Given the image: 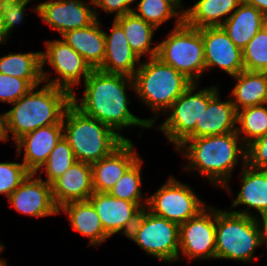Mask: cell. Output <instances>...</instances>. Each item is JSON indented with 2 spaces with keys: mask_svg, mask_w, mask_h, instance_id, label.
Returning a JSON list of instances; mask_svg holds the SVG:
<instances>
[{
  "mask_svg": "<svg viewBox=\"0 0 267 266\" xmlns=\"http://www.w3.org/2000/svg\"><path fill=\"white\" fill-rule=\"evenodd\" d=\"M58 213L66 214L71 228L89 239L88 246H100L110 237L88 200L67 203L59 208Z\"/></svg>",
  "mask_w": 267,
  "mask_h": 266,
  "instance_id": "obj_24",
  "label": "cell"
},
{
  "mask_svg": "<svg viewBox=\"0 0 267 266\" xmlns=\"http://www.w3.org/2000/svg\"><path fill=\"white\" fill-rule=\"evenodd\" d=\"M233 78L230 99L236 111L267 103V72L243 70Z\"/></svg>",
  "mask_w": 267,
  "mask_h": 266,
  "instance_id": "obj_27",
  "label": "cell"
},
{
  "mask_svg": "<svg viewBox=\"0 0 267 266\" xmlns=\"http://www.w3.org/2000/svg\"><path fill=\"white\" fill-rule=\"evenodd\" d=\"M241 2L254 6L267 17V0H241Z\"/></svg>",
  "mask_w": 267,
  "mask_h": 266,
  "instance_id": "obj_41",
  "label": "cell"
},
{
  "mask_svg": "<svg viewBox=\"0 0 267 266\" xmlns=\"http://www.w3.org/2000/svg\"><path fill=\"white\" fill-rule=\"evenodd\" d=\"M32 86L25 80L0 72V102L12 104L26 95Z\"/></svg>",
  "mask_w": 267,
  "mask_h": 266,
  "instance_id": "obj_36",
  "label": "cell"
},
{
  "mask_svg": "<svg viewBox=\"0 0 267 266\" xmlns=\"http://www.w3.org/2000/svg\"><path fill=\"white\" fill-rule=\"evenodd\" d=\"M141 62L134 79L135 93L155 116L147 122L153 127L158 113L164 114L193 83L183 73L171 65L163 63L158 57Z\"/></svg>",
  "mask_w": 267,
  "mask_h": 266,
  "instance_id": "obj_4",
  "label": "cell"
},
{
  "mask_svg": "<svg viewBox=\"0 0 267 266\" xmlns=\"http://www.w3.org/2000/svg\"><path fill=\"white\" fill-rule=\"evenodd\" d=\"M236 125V132L246 146L264 135L267 131V103L238 110Z\"/></svg>",
  "mask_w": 267,
  "mask_h": 266,
  "instance_id": "obj_31",
  "label": "cell"
},
{
  "mask_svg": "<svg viewBox=\"0 0 267 266\" xmlns=\"http://www.w3.org/2000/svg\"><path fill=\"white\" fill-rule=\"evenodd\" d=\"M135 2L136 0H93L96 18L99 19V8L103 9L106 14L115 13L113 19L131 13L133 8L135 9L131 5Z\"/></svg>",
  "mask_w": 267,
  "mask_h": 266,
  "instance_id": "obj_39",
  "label": "cell"
},
{
  "mask_svg": "<svg viewBox=\"0 0 267 266\" xmlns=\"http://www.w3.org/2000/svg\"><path fill=\"white\" fill-rule=\"evenodd\" d=\"M0 266H8L6 260H4L2 257H0Z\"/></svg>",
  "mask_w": 267,
  "mask_h": 266,
  "instance_id": "obj_44",
  "label": "cell"
},
{
  "mask_svg": "<svg viewBox=\"0 0 267 266\" xmlns=\"http://www.w3.org/2000/svg\"><path fill=\"white\" fill-rule=\"evenodd\" d=\"M244 70L267 72V24L242 50Z\"/></svg>",
  "mask_w": 267,
  "mask_h": 266,
  "instance_id": "obj_34",
  "label": "cell"
},
{
  "mask_svg": "<svg viewBox=\"0 0 267 266\" xmlns=\"http://www.w3.org/2000/svg\"><path fill=\"white\" fill-rule=\"evenodd\" d=\"M46 50L41 51V72L45 84L53 85L74 93V86L79 87L82 79L85 81L92 68L86 60L78 54L64 39L46 40ZM48 64L57 77L50 79V70L45 71L44 67ZM82 78V79H81Z\"/></svg>",
  "mask_w": 267,
  "mask_h": 266,
  "instance_id": "obj_10",
  "label": "cell"
},
{
  "mask_svg": "<svg viewBox=\"0 0 267 266\" xmlns=\"http://www.w3.org/2000/svg\"><path fill=\"white\" fill-rule=\"evenodd\" d=\"M216 208L207 206L197 216L179 225L180 253L189 260L215 259Z\"/></svg>",
  "mask_w": 267,
  "mask_h": 266,
  "instance_id": "obj_12",
  "label": "cell"
},
{
  "mask_svg": "<svg viewBox=\"0 0 267 266\" xmlns=\"http://www.w3.org/2000/svg\"><path fill=\"white\" fill-rule=\"evenodd\" d=\"M175 151L188 162L183 170L195 171L213 186L232 192L229 180L234 168L246 165V145L237 132L185 139ZM240 161V162H239Z\"/></svg>",
  "mask_w": 267,
  "mask_h": 266,
  "instance_id": "obj_2",
  "label": "cell"
},
{
  "mask_svg": "<svg viewBox=\"0 0 267 266\" xmlns=\"http://www.w3.org/2000/svg\"><path fill=\"white\" fill-rule=\"evenodd\" d=\"M267 24V17L254 6L241 2L223 23L232 42L243 50L257 32Z\"/></svg>",
  "mask_w": 267,
  "mask_h": 266,
  "instance_id": "obj_25",
  "label": "cell"
},
{
  "mask_svg": "<svg viewBox=\"0 0 267 266\" xmlns=\"http://www.w3.org/2000/svg\"><path fill=\"white\" fill-rule=\"evenodd\" d=\"M246 164L255 169L267 170V131L246 146Z\"/></svg>",
  "mask_w": 267,
  "mask_h": 266,
  "instance_id": "obj_38",
  "label": "cell"
},
{
  "mask_svg": "<svg viewBox=\"0 0 267 266\" xmlns=\"http://www.w3.org/2000/svg\"><path fill=\"white\" fill-rule=\"evenodd\" d=\"M29 174L23 163L0 162V195L8 198Z\"/></svg>",
  "mask_w": 267,
  "mask_h": 266,
  "instance_id": "obj_35",
  "label": "cell"
},
{
  "mask_svg": "<svg viewBox=\"0 0 267 266\" xmlns=\"http://www.w3.org/2000/svg\"><path fill=\"white\" fill-rule=\"evenodd\" d=\"M32 89L4 114V130L7 141L14 142L41 127L62 124L66 108L71 104L72 95L65 89L43 83ZM38 89V90H37Z\"/></svg>",
  "mask_w": 267,
  "mask_h": 266,
  "instance_id": "obj_3",
  "label": "cell"
},
{
  "mask_svg": "<svg viewBox=\"0 0 267 266\" xmlns=\"http://www.w3.org/2000/svg\"><path fill=\"white\" fill-rule=\"evenodd\" d=\"M157 56L163 63L183 73L193 83H199L206 71L204 45L200 29L175 23L165 40L157 43Z\"/></svg>",
  "mask_w": 267,
  "mask_h": 266,
  "instance_id": "obj_7",
  "label": "cell"
},
{
  "mask_svg": "<svg viewBox=\"0 0 267 266\" xmlns=\"http://www.w3.org/2000/svg\"><path fill=\"white\" fill-rule=\"evenodd\" d=\"M63 137L68 141L76 161L93 164L110 155L125 140L95 118L83 114L72 103L63 118Z\"/></svg>",
  "mask_w": 267,
  "mask_h": 266,
  "instance_id": "obj_5",
  "label": "cell"
},
{
  "mask_svg": "<svg viewBox=\"0 0 267 266\" xmlns=\"http://www.w3.org/2000/svg\"><path fill=\"white\" fill-rule=\"evenodd\" d=\"M83 83V97L77 99L73 93L71 99V103L83 114L104 123L124 140L131 139L121 134L123 128H152L147 119H140L129 111L131 100L126 89L135 91L133 77L93 69Z\"/></svg>",
  "mask_w": 267,
  "mask_h": 266,
  "instance_id": "obj_1",
  "label": "cell"
},
{
  "mask_svg": "<svg viewBox=\"0 0 267 266\" xmlns=\"http://www.w3.org/2000/svg\"><path fill=\"white\" fill-rule=\"evenodd\" d=\"M8 40L9 36L4 28L3 19L2 16L0 15V45L6 44Z\"/></svg>",
  "mask_w": 267,
  "mask_h": 266,
  "instance_id": "obj_42",
  "label": "cell"
},
{
  "mask_svg": "<svg viewBox=\"0 0 267 266\" xmlns=\"http://www.w3.org/2000/svg\"><path fill=\"white\" fill-rule=\"evenodd\" d=\"M200 32L206 71L218 67L233 77L244 70L242 50L232 42L222 26L204 27Z\"/></svg>",
  "mask_w": 267,
  "mask_h": 266,
  "instance_id": "obj_14",
  "label": "cell"
},
{
  "mask_svg": "<svg viewBox=\"0 0 267 266\" xmlns=\"http://www.w3.org/2000/svg\"><path fill=\"white\" fill-rule=\"evenodd\" d=\"M4 250H5V246H4V244H2V243L0 242V254H1L2 252H4Z\"/></svg>",
  "mask_w": 267,
  "mask_h": 266,
  "instance_id": "obj_45",
  "label": "cell"
},
{
  "mask_svg": "<svg viewBox=\"0 0 267 266\" xmlns=\"http://www.w3.org/2000/svg\"><path fill=\"white\" fill-rule=\"evenodd\" d=\"M90 1V2H89ZM46 0L33 10L62 36L67 31L91 25L97 18L93 0Z\"/></svg>",
  "mask_w": 267,
  "mask_h": 266,
  "instance_id": "obj_13",
  "label": "cell"
},
{
  "mask_svg": "<svg viewBox=\"0 0 267 266\" xmlns=\"http://www.w3.org/2000/svg\"><path fill=\"white\" fill-rule=\"evenodd\" d=\"M143 159L139 157L124 173L121 179L113 186L109 194L112 197L128 200L138 204L142 209L147 207L148 198L142 193V166ZM144 201V202H143Z\"/></svg>",
  "mask_w": 267,
  "mask_h": 266,
  "instance_id": "obj_32",
  "label": "cell"
},
{
  "mask_svg": "<svg viewBox=\"0 0 267 266\" xmlns=\"http://www.w3.org/2000/svg\"><path fill=\"white\" fill-rule=\"evenodd\" d=\"M32 0H0V15L8 36L13 28L23 22L26 6Z\"/></svg>",
  "mask_w": 267,
  "mask_h": 266,
  "instance_id": "obj_37",
  "label": "cell"
},
{
  "mask_svg": "<svg viewBox=\"0 0 267 266\" xmlns=\"http://www.w3.org/2000/svg\"><path fill=\"white\" fill-rule=\"evenodd\" d=\"M7 199L11 207L23 215L42 218L59 214L53 201L51 184L42 180L39 172L30 173Z\"/></svg>",
  "mask_w": 267,
  "mask_h": 266,
  "instance_id": "obj_15",
  "label": "cell"
},
{
  "mask_svg": "<svg viewBox=\"0 0 267 266\" xmlns=\"http://www.w3.org/2000/svg\"><path fill=\"white\" fill-rule=\"evenodd\" d=\"M255 220L259 229L261 245L267 248V213L255 216Z\"/></svg>",
  "mask_w": 267,
  "mask_h": 266,
  "instance_id": "obj_40",
  "label": "cell"
},
{
  "mask_svg": "<svg viewBox=\"0 0 267 266\" xmlns=\"http://www.w3.org/2000/svg\"><path fill=\"white\" fill-rule=\"evenodd\" d=\"M197 87L198 83H192L163 114L168 118L157 126L175 149L195 130L209 101L219 92L217 85L196 91Z\"/></svg>",
  "mask_w": 267,
  "mask_h": 266,
  "instance_id": "obj_8",
  "label": "cell"
},
{
  "mask_svg": "<svg viewBox=\"0 0 267 266\" xmlns=\"http://www.w3.org/2000/svg\"><path fill=\"white\" fill-rule=\"evenodd\" d=\"M193 190L171 175L157 191L147 196L146 208L153 214L180 225L207 207Z\"/></svg>",
  "mask_w": 267,
  "mask_h": 266,
  "instance_id": "obj_11",
  "label": "cell"
},
{
  "mask_svg": "<svg viewBox=\"0 0 267 266\" xmlns=\"http://www.w3.org/2000/svg\"><path fill=\"white\" fill-rule=\"evenodd\" d=\"M139 157L134 151V143L131 140H125L110 155L91 164L93 191L109 193Z\"/></svg>",
  "mask_w": 267,
  "mask_h": 266,
  "instance_id": "obj_18",
  "label": "cell"
},
{
  "mask_svg": "<svg viewBox=\"0 0 267 266\" xmlns=\"http://www.w3.org/2000/svg\"><path fill=\"white\" fill-rule=\"evenodd\" d=\"M88 201L93 205L104 231L110 237L118 233L127 237L143 210L138 204L112 197L109 193L94 192Z\"/></svg>",
  "mask_w": 267,
  "mask_h": 266,
  "instance_id": "obj_16",
  "label": "cell"
},
{
  "mask_svg": "<svg viewBox=\"0 0 267 266\" xmlns=\"http://www.w3.org/2000/svg\"><path fill=\"white\" fill-rule=\"evenodd\" d=\"M0 141L6 142L5 130H4V114H0Z\"/></svg>",
  "mask_w": 267,
  "mask_h": 266,
  "instance_id": "obj_43",
  "label": "cell"
},
{
  "mask_svg": "<svg viewBox=\"0 0 267 266\" xmlns=\"http://www.w3.org/2000/svg\"><path fill=\"white\" fill-rule=\"evenodd\" d=\"M237 111L231 99L220 100L218 92L208 103L195 130L186 138H199L236 132Z\"/></svg>",
  "mask_w": 267,
  "mask_h": 266,
  "instance_id": "obj_22",
  "label": "cell"
},
{
  "mask_svg": "<svg viewBox=\"0 0 267 266\" xmlns=\"http://www.w3.org/2000/svg\"><path fill=\"white\" fill-rule=\"evenodd\" d=\"M124 30L127 41L132 51L142 60L146 54L147 58L157 56L158 45L153 46V35L157 29L133 12L114 19ZM153 46V47H152Z\"/></svg>",
  "mask_w": 267,
  "mask_h": 266,
  "instance_id": "obj_28",
  "label": "cell"
},
{
  "mask_svg": "<svg viewBox=\"0 0 267 266\" xmlns=\"http://www.w3.org/2000/svg\"><path fill=\"white\" fill-rule=\"evenodd\" d=\"M110 33L105 32V57L99 70L134 77L141 60L132 51L123 28L113 19Z\"/></svg>",
  "mask_w": 267,
  "mask_h": 266,
  "instance_id": "obj_20",
  "label": "cell"
},
{
  "mask_svg": "<svg viewBox=\"0 0 267 266\" xmlns=\"http://www.w3.org/2000/svg\"><path fill=\"white\" fill-rule=\"evenodd\" d=\"M215 259L252 263L261 246L255 217L216 208Z\"/></svg>",
  "mask_w": 267,
  "mask_h": 266,
  "instance_id": "obj_6",
  "label": "cell"
},
{
  "mask_svg": "<svg viewBox=\"0 0 267 266\" xmlns=\"http://www.w3.org/2000/svg\"><path fill=\"white\" fill-rule=\"evenodd\" d=\"M241 170V189L229 209L244 205V210L231 212L251 217L256 216L251 209L256 210L259 215L267 213V170L255 169L247 164Z\"/></svg>",
  "mask_w": 267,
  "mask_h": 266,
  "instance_id": "obj_21",
  "label": "cell"
},
{
  "mask_svg": "<svg viewBox=\"0 0 267 266\" xmlns=\"http://www.w3.org/2000/svg\"><path fill=\"white\" fill-rule=\"evenodd\" d=\"M154 258L173 263L179 256V225L144 208L127 236Z\"/></svg>",
  "mask_w": 267,
  "mask_h": 266,
  "instance_id": "obj_9",
  "label": "cell"
},
{
  "mask_svg": "<svg viewBox=\"0 0 267 266\" xmlns=\"http://www.w3.org/2000/svg\"><path fill=\"white\" fill-rule=\"evenodd\" d=\"M0 72L25 79L32 87L43 83L41 51L11 53L0 57Z\"/></svg>",
  "mask_w": 267,
  "mask_h": 266,
  "instance_id": "obj_29",
  "label": "cell"
},
{
  "mask_svg": "<svg viewBox=\"0 0 267 266\" xmlns=\"http://www.w3.org/2000/svg\"><path fill=\"white\" fill-rule=\"evenodd\" d=\"M183 8L182 0H139L133 13L158 29L174 17L175 23H182Z\"/></svg>",
  "mask_w": 267,
  "mask_h": 266,
  "instance_id": "obj_30",
  "label": "cell"
},
{
  "mask_svg": "<svg viewBox=\"0 0 267 266\" xmlns=\"http://www.w3.org/2000/svg\"><path fill=\"white\" fill-rule=\"evenodd\" d=\"M96 19L91 25L67 31L60 38L80 54L92 69H99L105 57V31Z\"/></svg>",
  "mask_w": 267,
  "mask_h": 266,
  "instance_id": "obj_23",
  "label": "cell"
},
{
  "mask_svg": "<svg viewBox=\"0 0 267 266\" xmlns=\"http://www.w3.org/2000/svg\"><path fill=\"white\" fill-rule=\"evenodd\" d=\"M76 162L72 148L70 147L68 141L62 137L50 153L46 162L37 172L40 171L41 174L44 172L46 174V180H42L51 184Z\"/></svg>",
  "mask_w": 267,
  "mask_h": 266,
  "instance_id": "obj_33",
  "label": "cell"
},
{
  "mask_svg": "<svg viewBox=\"0 0 267 266\" xmlns=\"http://www.w3.org/2000/svg\"><path fill=\"white\" fill-rule=\"evenodd\" d=\"M62 137L63 124L38 128L15 142V153L19 156L23 152L22 163L30 173H36Z\"/></svg>",
  "mask_w": 267,
  "mask_h": 266,
  "instance_id": "obj_17",
  "label": "cell"
},
{
  "mask_svg": "<svg viewBox=\"0 0 267 266\" xmlns=\"http://www.w3.org/2000/svg\"><path fill=\"white\" fill-rule=\"evenodd\" d=\"M51 190L58 209L70 202L87 201L94 193L91 164L77 161L51 183Z\"/></svg>",
  "mask_w": 267,
  "mask_h": 266,
  "instance_id": "obj_19",
  "label": "cell"
},
{
  "mask_svg": "<svg viewBox=\"0 0 267 266\" xmlns=\"http://www.w3.org/2000/svg\"><path fill=\"white\" fill-rule=\"evenodd\" d=\"M240 3L241 0H197L192 7L183 9V21L198 29L222 26Z\"/></svg>",
  "mask_w": 267,
  "mask_h": 266,
  "instance_id": "obj_26",
  "label": "cell"
}]
</instances>
